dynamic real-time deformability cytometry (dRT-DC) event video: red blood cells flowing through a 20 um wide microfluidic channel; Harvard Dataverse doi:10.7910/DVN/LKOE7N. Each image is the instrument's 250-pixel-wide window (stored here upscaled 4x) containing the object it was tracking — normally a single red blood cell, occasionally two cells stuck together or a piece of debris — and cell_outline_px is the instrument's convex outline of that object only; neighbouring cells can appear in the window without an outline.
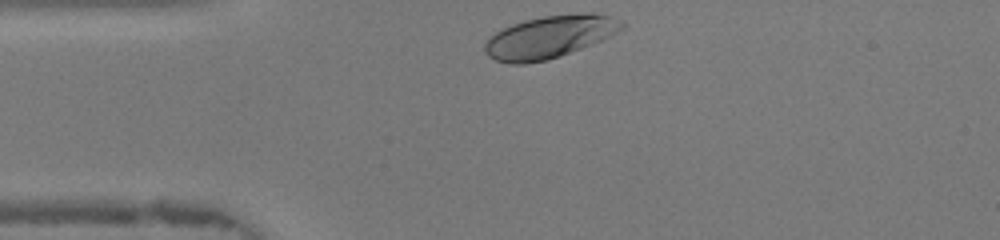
{"species": "human", "species_latin": "Homo sapiens", "temperature_condition": "warm", "stored_images_in_passage": 27, "camera_frame_rate_fps": 3000, "um_per_image_px": 0.085, "donor": {"sex": "female"}, "frame": {"image": 1, "passage_image": 1, "time_ms": 0.0, "image_size_px": [1000, 240], "cell_outline_px": [[628, 24], [624, 28], [612, 36], [560, 56], [548, 60], [524, 64], [508, 64], [496, 60], [488, 56], [484, 52], [484, 44], [496, 32], [512, 24], [524, 20], [544, 16], [588, 12], [592, 12], [608, 16], [620, 20]], "centroid_in_image_um": [46.74, 3.14], "position_along_channel_um": 38.3, "area_um2": 33.99}}
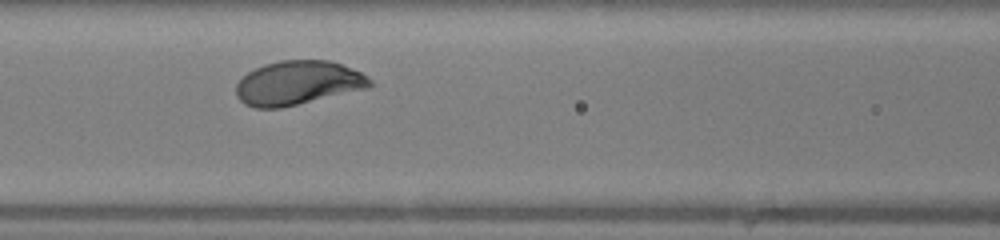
{"frame": {"image": 2, "passage_image": 10, "time_ms": 3.0, "image_size_px": [1000, 240], "cell_outline_px": [[372, 84], [368, 88], [280, 108], [256, 108], [244, 104], [236, 96], [236, 84], [248, 72], [264, 64], [280, 60], [328, 60], [340, 64], [360, 72], [368, 76], [372, 80]], "centroid_in_image_um": [25.3, 7.05], "position_along_channel_um": 141.3, "area_um2": 34.16}}
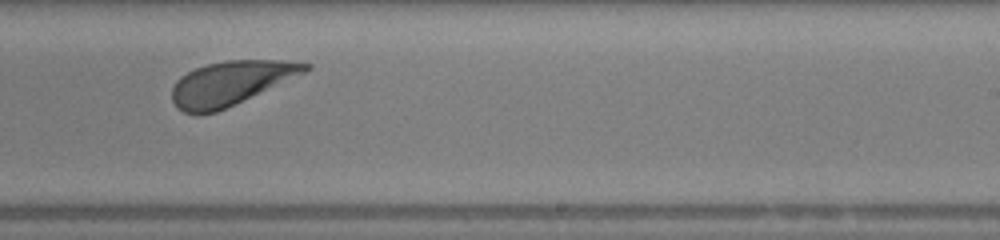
{"frame": {"image": 3, "passage_image": 19, "time_ms": 6.0, "image_size_px": [1000, 240], "cell_outline_px": [[312, 68], [304, 72], [216, 112], [184, 112], [176, 108], [172, 100], [172, 88], [176, 80], [180, 76], [196, 68], [208, 64], [224, 60], [280, 60], [312, 64]], "centroid_in_image_um": [19.56, 7.04], "position_along_channel_um": 269.4, "area_um2": 33.29}, "authors_computed_cell_mechanics": {"area_um2": 34.6222, "velocity_mm_per_s": 4.2844, "shape_relaxation_time_tau1_ms": 0.6258, "shape_relaxation_time_tau2_ms": 3.902, "deformation_change_tau1": 0.0955, "deformation_change_tau2": 0.1328}}